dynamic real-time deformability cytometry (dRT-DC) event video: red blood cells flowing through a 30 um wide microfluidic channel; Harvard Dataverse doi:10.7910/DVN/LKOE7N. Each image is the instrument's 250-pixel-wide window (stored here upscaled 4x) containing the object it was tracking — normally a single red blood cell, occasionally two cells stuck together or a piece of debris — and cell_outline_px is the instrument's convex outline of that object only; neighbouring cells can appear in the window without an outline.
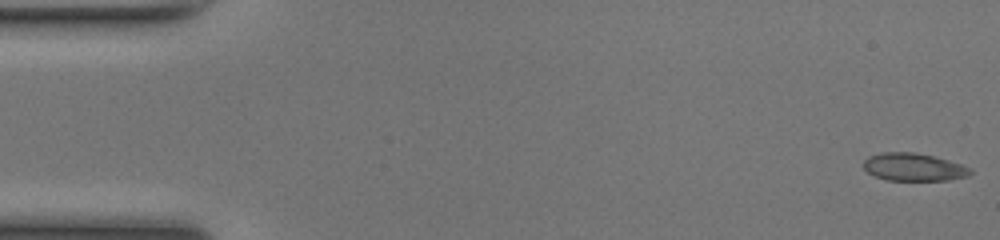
{"species": "common noctule bat (a hibernating species)", "species_latin": "Nyctalus noctula", "temperature_condition": "room temperature", "stored_images_in_passage": 50, "camera_frame_rate_fps": 3000, "um_per_image_px": 0.085, "animal": {"sex": "female", "body_mass_g": 17.0, "forearm_length_mm": 48.0}, "frame": {"image": 1, "passage_image": 1, "time_ms": 0.0, "image_size_px": [1000, 240], "cell_outline_px": [[972, 172], [968, 176], [948, 180], [888, 180], [876, 176], [868, 172], [864, 168], [864, 160], [868, 156], [884, 152], [912, 152], [932, 156], [948, 160], [972, 168]], "centroid_in_image_um": [77.67, 14.2], "position_along_channel_um": 7.3, "area_um2": 17.11}}
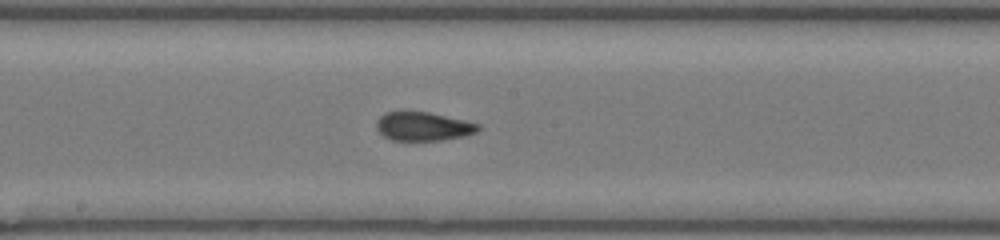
{"frame": {"image": 2, "passage_image": 26, "time_ms": 8.333, "image_size_px": [1000, 240], "cell_outline_px": [[480, 128], [476, 132], [464, 136], [440, 140], [392, 140], [384, 136], [376, 128], [376, 120], [384, 112], [428, 112], [464, 120], [480, 124]], "centroid_in_image_um": [35.96, 10.74], "position_along_channel_um": 212.2, "area_um2": 16.88}}
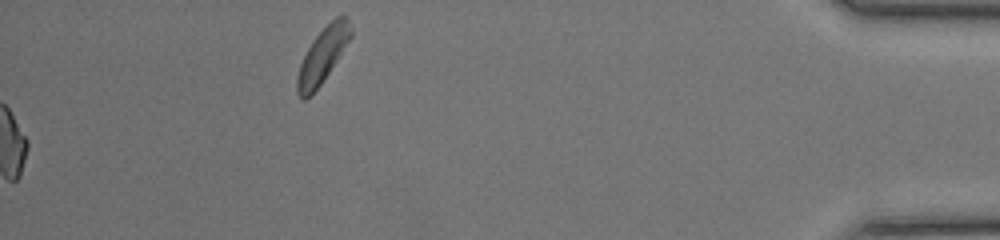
{"frame": {"image": 3, "passage_image": 50, "time_ms": 16.333, "image_size_px": [1000, 240], "cell_outline_px": [[352, 36], [320, 84], [304, 100], [300, 100], [296, 92], [296, 80], [300, 64], [312, 40], [336, 16], [344, 16], [348, 20], [352, 28]], "centroid_in_image_um": [27.4, 4.71], "position_along_channel_um": 407.8, "area_um2": 16.59}, "authors_computed_cell_mechanics": {"area_um2": 17.1377, "velocity_mm_per_s": 4.2158, "shape_relaxation_time_tau1_ms": null, "shape_relaxation_time_tau2_ms": 1.4232, "deformation_change_tau1": null, "deformation_change_tau2": 0.0748}}